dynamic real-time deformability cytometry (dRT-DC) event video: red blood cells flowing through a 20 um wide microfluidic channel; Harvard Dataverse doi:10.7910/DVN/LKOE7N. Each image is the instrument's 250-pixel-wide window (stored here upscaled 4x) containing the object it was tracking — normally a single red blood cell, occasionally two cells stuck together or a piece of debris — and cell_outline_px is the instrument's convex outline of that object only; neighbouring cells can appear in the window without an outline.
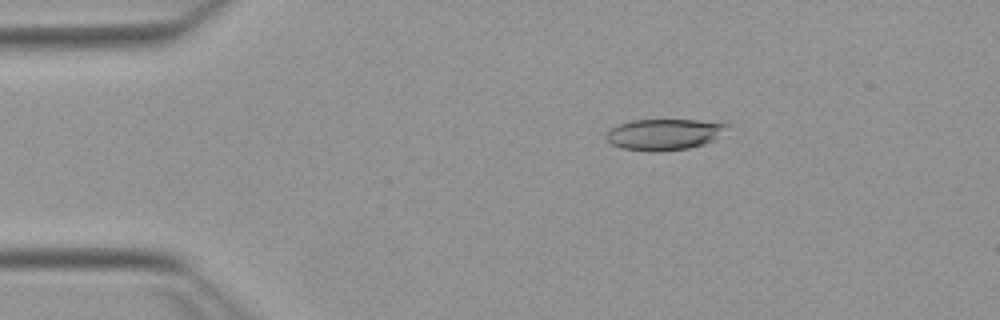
{"species": "Egyptian fruit bat (a non-hibernating species)", "species_latin": "Rousettus aegyptiacus", "temperature_condition": "warm", "stored_images_in_passage": 52, "camera_frame_rate_fps": 3000, "um_per_image_px": 0.085, "animal": {"sex": "female"}, "frame": {"image": 1, "passage_image": 9, "time_ms": 2.667, "image_size_px": [1000, 320], "cell_outline_px": [[728, 124], [716, 140], [704, 144], [688, 148], [656, 152], [648, 152], [620, 148], [612, 144], [604, 136], [616, 124], [632, 120], [720, 120]], "centroid_in_image_um": [56.47, 11.42], "position_along_channel_um": 28.5, "area_um2": 22.25}}
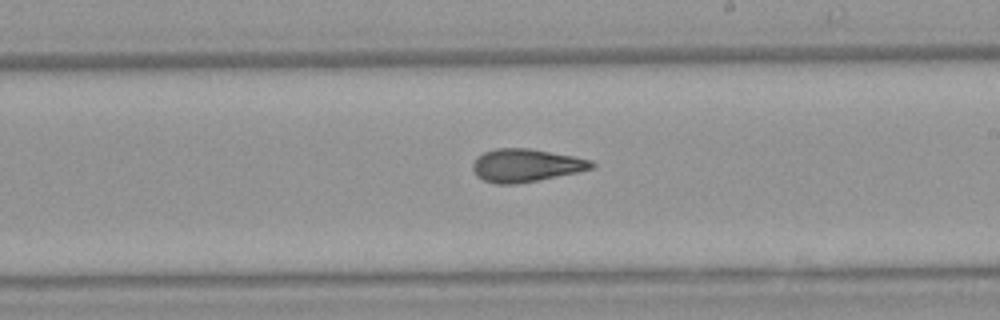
{"frame": {"image": 2, "passage_image": 30, "time_ms": 9.667, "image_size_px": [1000, 320], "cell_outline_px": [[596, 168], [516, 184], [496, 184], [484, 180], [476, 176], [472, 168], [472, 164], [476, 156], [484, 152], [496, 148], [528, 148], [572, 156], [592, 160], [596, 164]], "centroid_in_image_um": [44.67, 14.05], "position_along_channel_um": 244.3, "area_um2": 22.77}}
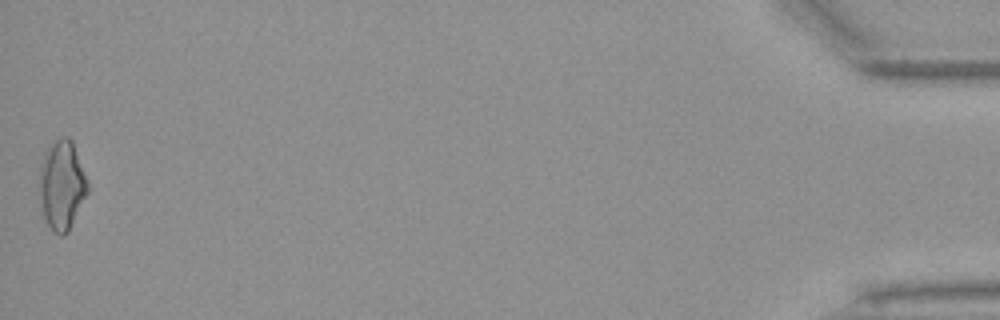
{"frame": {"image": 3, "passage_image": 52, "time_ms": 17.0, "image_size_px": [1000, 320], "cell_outline_px": [[88, 192], [68, 232], [64, 236], [60, 236], [52, 232], [44, 216], [40, 204], [36, 180], [40, 164], [44, 152], [48, 144], [60, 136], [68, 136], [72, 140], [88, 180]], "centroid_in_image_um": [5.21, 15.7], "position_along_channel_um": 430.0, "area_um2": 26.01}, "authors_computed_cell_mechanics": {"area_um2": 22.6865, "velocity_mm_per_s": 3.8886, "shape_relaxation_time_tau1_ms": 8.6663, "shape_relaxation_time_tau2_ms": 1.9541, "deformation_change_tau1": 0.2285, "deformation_change_tau2": 0.104}}